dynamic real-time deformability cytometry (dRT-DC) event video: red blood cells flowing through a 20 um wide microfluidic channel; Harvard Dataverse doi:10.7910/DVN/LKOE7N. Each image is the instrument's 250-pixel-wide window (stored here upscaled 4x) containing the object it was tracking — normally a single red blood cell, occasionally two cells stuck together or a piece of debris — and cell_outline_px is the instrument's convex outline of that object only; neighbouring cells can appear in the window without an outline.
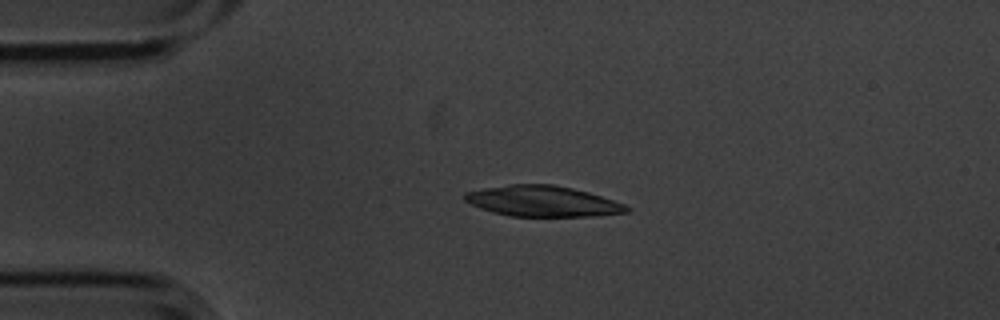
{"species": "common noctule bat (a hibernating species)", "species_latin": "Nyctalus noctula", "temperature_condition": "cold", "stored_images_in_passage": 3, "camera_frame_rate_fps": 3000, "um_per_image_px": 0.085, "animal": {"sex": "male", "body_mass_g": 20.1, "forearm_length_mm": 53.5}, "frame": {"image": 1, "passage_image": 2, "time_ms": 0.333, "image_size_px": [1000, 320], "cell_outline_px": [[632, 208], [628, 212], [596, 216], [508, 216], [492, 212], [480, 208], [464, 200], [464, 192], [484, 188], [508, 184], [556, 184], [588, 192], [624, 204]], "centroid_in_image_um": [46.11, 17.1], "position_along_channel_um": 38.9, "area_um2": 29.02}}